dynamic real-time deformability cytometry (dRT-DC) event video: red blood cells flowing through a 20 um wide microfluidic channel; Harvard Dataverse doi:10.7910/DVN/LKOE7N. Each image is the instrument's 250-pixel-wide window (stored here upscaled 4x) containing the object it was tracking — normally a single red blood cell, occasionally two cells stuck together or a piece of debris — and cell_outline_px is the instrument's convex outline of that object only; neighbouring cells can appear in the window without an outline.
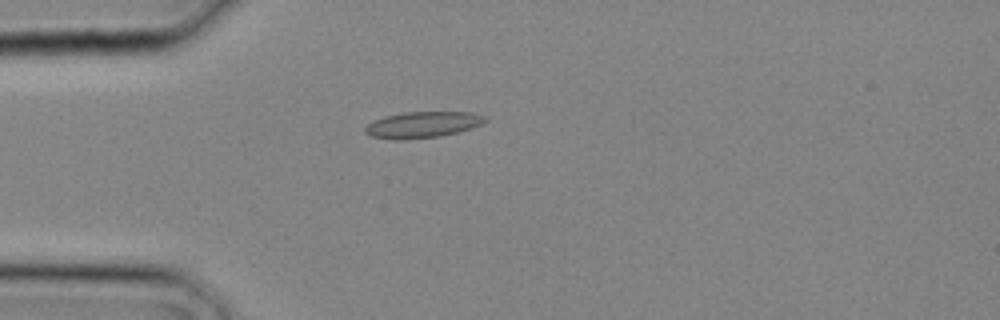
{"species": "common noctule bat (a hibernating species)", "species_latin": "Nyctalus noctula", "temperature_condition": "cold", "stored_images_in_passage": 1, "camera_frame_rate_fps": 3000, "um_per_image_px": 0.085, "animal": {"sex": "male", "body_mass_g": 20.4}, "frame": {"image": 1, "passage_image": 1, "time_ms": 0.0, "image_size_px": [1000, 320], "cell_outline_px": [[488, 120], [472, 128], [440, 136], [404, 140], [392, 140], [372, 136], [364, 132], [364, 128], [368, 124], [384, 116], [404, 112], [472, 112], [488, 116]], "centroid_in_image_um": [35.93, 10.6], "position_along_channel_um": 49.1, "area_um2": 18.38}}